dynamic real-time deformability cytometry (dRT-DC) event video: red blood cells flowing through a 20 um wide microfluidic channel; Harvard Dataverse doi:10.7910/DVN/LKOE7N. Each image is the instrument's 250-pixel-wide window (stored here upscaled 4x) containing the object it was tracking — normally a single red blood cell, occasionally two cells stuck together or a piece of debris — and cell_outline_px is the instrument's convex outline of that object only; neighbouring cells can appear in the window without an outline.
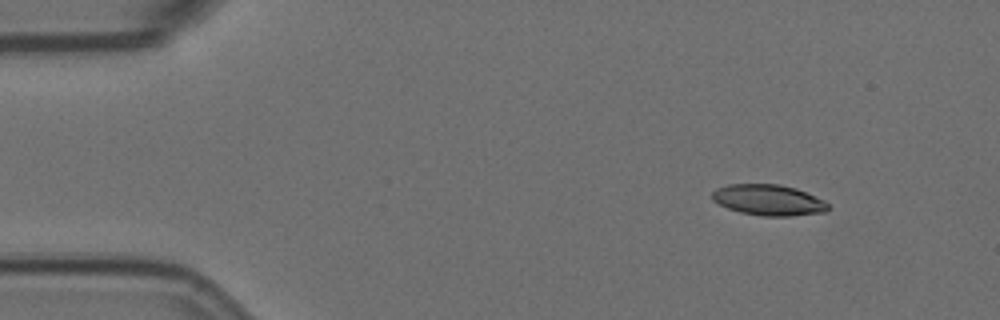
{"species": "Egyptian fruit bat (a non-hibernating species)", "species_latin": "Rousettus aegyptiacus", "temperature_condition": "room temperature", "stored_images_in_passage": 4, "camera_frame_rate_fps": 3000, "um_per_image_px": 0.085, "animal": {"sex": "female"}, "frame": {"image": 1, "passage_image": 1, "time_ms": 0.0, "image_size_px": [1000, 320], "cell_outline_px": [[832, 208], [828, 212], [792, 216], [760, 216], [740, 212], [728, 208], [712, 200], [712, 192], [716, 188], [728, 184], [780, 184], [796, 188], [824, 200]], "centroid_in_image_um": [65.36, 17.01], "position_along_channel_um": 19.6, "area_um2": 21.1}}